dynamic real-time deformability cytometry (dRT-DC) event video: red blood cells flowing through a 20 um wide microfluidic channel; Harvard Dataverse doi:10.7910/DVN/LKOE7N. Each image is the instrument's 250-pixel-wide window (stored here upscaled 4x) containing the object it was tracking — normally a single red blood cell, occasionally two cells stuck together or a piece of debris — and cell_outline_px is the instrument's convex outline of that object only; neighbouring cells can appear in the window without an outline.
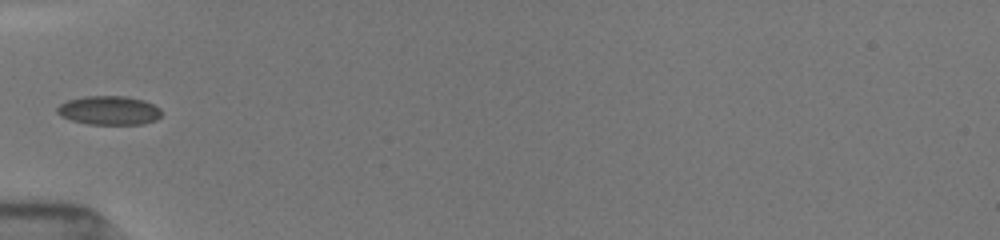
{"species": "common noctule bat (a hibernating species)", "species_latin": "Nyctalus noctula", "temperature_condition": "room temperature", "stored_images_in_passage": 18, "camera_frame_rate_fps": 3000, "um_per_image_px": 0.085, "animal": {"sex": "female", "body_mass_g": 19.5, "forearm_length_mm": 54.1}, "frame": {"image": 1, "passage_image": 7, "time_ms": 6.333, "image_size_px": [1000, 240], "cell_outline_px": [[160, 116], [156, 120], [144, 124], [88, 124], [72, 120], [60, 116], [56, 112], [56, 108], [60, 104], [68, 100], [84, 96], [128, 96], [144, 100], [160, 108]], "centroid_in_image_um": [9.26, 9.38], "position_along_channel_um": 75.7, "area_um2": 17.63}}
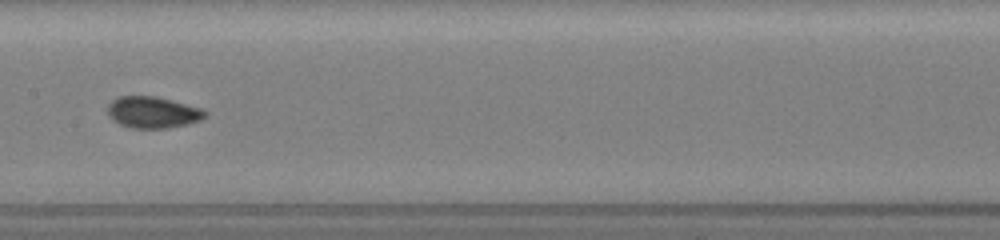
{"frame": {"image": 2, "passage_image": 10, "time_ms": 9.333, "image_size_px": [1000, 240], "cell_outline_px": [[204, 116], [200, 120], [188, 124], [168, 128], [132, 128], [120, 124], [112, 120], [108, 116], [108, 104], [112, 100], [120, 96], [156, 96], [172, 100], [200, 108], [204, 112]], "centroid_in_image_um": [12.93, 9.55], "position_along_channel_um": 194.5, "area_um2": 17.74}}
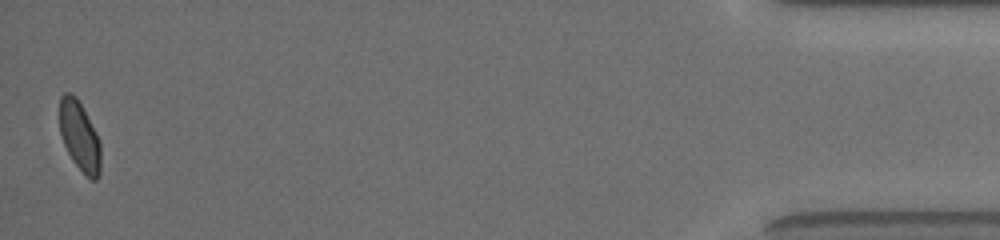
{"frame": {"image": 3, "passage_image": 18, "time_ms": 17.333, "image_size_px": [1000, 240], "cell_outline_px": [[100, 172], [96, 180], [92, 180], [84, 176], [72, 160], [64, 144], [60, 132], [60, 96], [64, 92], [72, 92], [76, 96], [96, 132], [100, 140]], "centroid_in_image_um": [6.77, 11.59], "position_along_channel_um": 428.4, "area_um2": 16.76}, "authors_computed_cell_mechanics": {"area_um2": 17.4556, "velocity_mm_per_s": 3.9554, "shape_relaxation_time_tau1_ms": 4.2357, "shape_relaxation_time_tau2_ms": null, "deformation_change_tau1": 0.0925, "deformation_change_tau2": null}}